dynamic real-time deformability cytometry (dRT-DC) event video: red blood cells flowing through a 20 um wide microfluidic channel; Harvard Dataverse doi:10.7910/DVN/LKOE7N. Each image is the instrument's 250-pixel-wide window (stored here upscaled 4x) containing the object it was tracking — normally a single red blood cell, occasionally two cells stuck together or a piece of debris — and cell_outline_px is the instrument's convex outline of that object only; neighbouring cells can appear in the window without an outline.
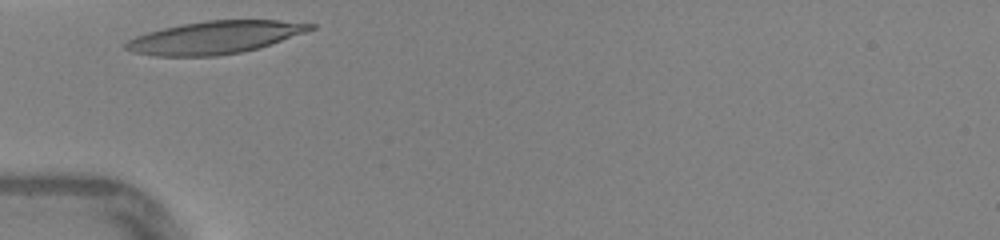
{"species": "human", "species_latin": "Homo sapiens", "temperature_condition": "warm", "stored_images_in_passage": 23, "camera_frame_rate_fps": 3000, "um_per_image_px": 0.085, "donor": {"sex": "female"}, "frame": {"image": 1, "passage_image": 1, "time_ms": 0.0, "image_size_px": [1000, 240], "cell_outline_px": [[316, 28], [260, 48], [240, 52], [216, 56], [156, 56], [132, 52], [124, 48], [124, 44], [128, 40], [136, 36], [148, 32], [164, 28], [184, 24], [208, 20], [280, 20], [316, 24]], "centroid_in_image_um": [18.27, 3.18], "position_along_channel_um": 66.7, "area_um2": 34.97}, "authors_computed_cell_mechanics": {"area_um2": 33.235, "velocity_mm_per_s": 4.3259, "shape_relaxation_time_tau1_ms": 2.9307, "shape_relaxation_time_tau2_ms": 0.8826, "deformation_change_tau1": 0.1776, "deformation_change_tau2": 0.0579}}